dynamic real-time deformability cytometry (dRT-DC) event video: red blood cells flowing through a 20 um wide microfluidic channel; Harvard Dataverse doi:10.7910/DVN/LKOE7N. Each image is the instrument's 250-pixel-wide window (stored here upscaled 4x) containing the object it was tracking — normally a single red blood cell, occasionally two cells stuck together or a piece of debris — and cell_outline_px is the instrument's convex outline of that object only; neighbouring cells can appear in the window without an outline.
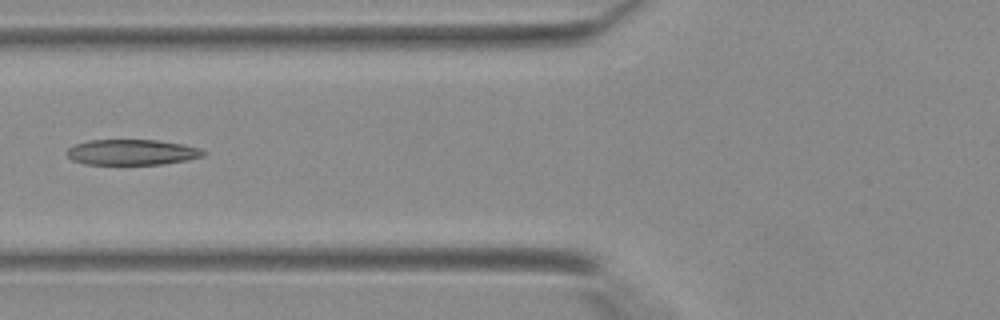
{"species": "Egyptian fruit bat (a non-hibernating species)", "species_latin": "Rousettus aegyptiacus", "temperature_condition": "warm", "stored_images_in_passage": 35, "camera_frame_rate_fps": 3000, "um_per_image_px": 0.085, "animal": {"sex": "female"}, "frame": {"image": 1, "passage_image": 11, "time_ms": 3.333, "image_size_px": [1000, 320], "cell_outline_px": [[208, 152], [204, 156], [164, 164], [84, 164], [72, 160], [68, 156], [68, 148], [76, 144], [88, 140], [156, 140], [184, 144], [200, 148]], "centroid_in_image_um": [11.24, 12.93], "position_along_channel_um": 114.6, "area_um2": 20.29}}
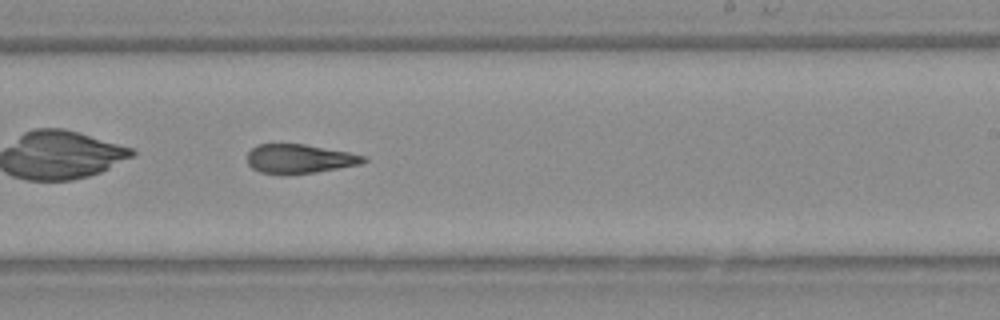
{"frame": {"image": 2, "passage_image": 20, "time_ms": 6.333, "image_size_px": [1000, 320], "cell_outline_px": [[368, 160], [360, 164], [316, 172], [288, 176], [284, 176], [260, 172], [252, 168], [248, 164], [248, 152], [256, 144], [304, 144], [348, 152], [368, 156]], "centroid_in_image_um": [25.44, 13.52], "position_along_channel_um": 263.6, "area_um2": 20.06}}
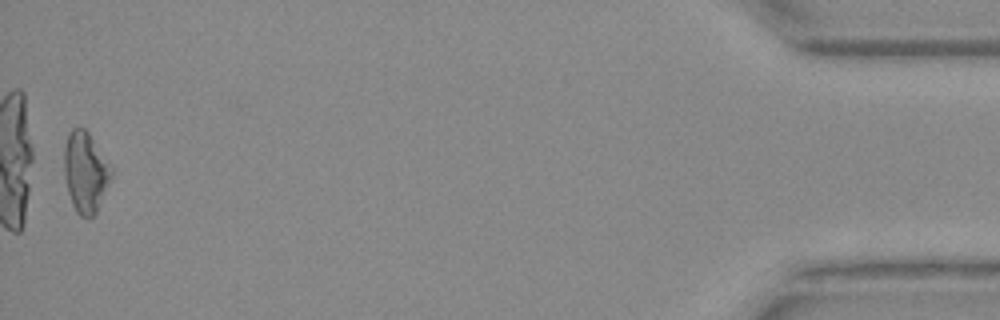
{"frame": {"image": 3, "passage_image": 35, "time_ms": 11.333, "image_size_px": [1000, 320], "cell_outline_px": [[112, 176], [96, 212], [92, 216], [80, 216], [76, 212], [72, 204], [68, 192], [64, 172], [64, 148], [68, 132], [72, 128], [84, 128], [88, 132], [112, 168]], "centroid_in_image_um": [7.24, 14.61], "position_along_channel_um": 428.0, "area_um2": 21.85}}